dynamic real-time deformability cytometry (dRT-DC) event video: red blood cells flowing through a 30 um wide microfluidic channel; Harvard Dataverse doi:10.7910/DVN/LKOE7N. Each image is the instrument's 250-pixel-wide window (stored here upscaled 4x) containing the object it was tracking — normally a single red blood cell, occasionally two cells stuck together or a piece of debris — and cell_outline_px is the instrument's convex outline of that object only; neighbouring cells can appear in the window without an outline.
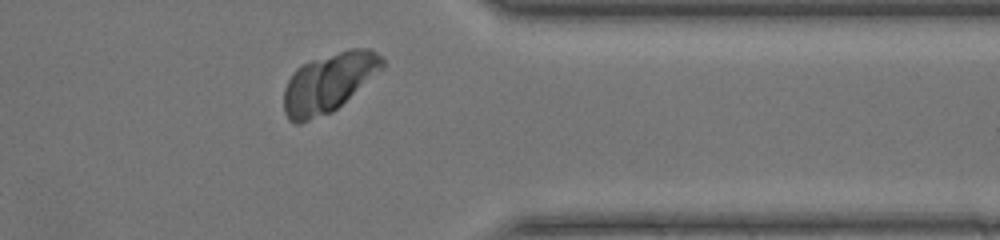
{"species": "common noctule bat (a hibernating species)", "species_latin": "Nyctalus noctula", "temperature_condition": "warm", "stored_images_in_passage": 33, "camera_frame_rate_fps": 3000, "um_per_image_px": 0.085, "animal": {"sex": "female", "body_mass_g": 17.0, "forearm_length_mm": 48.0}, "frame": {"image": 1, "passage_image": 24, "time_ms": 7.667, "image_size_px": [1000, 240], "cell_outline_px": [[384, 68], [332, 112], [300, 124], [296, 124], [288, 120], [284, 112], [284, 88], [292, 72], [296, 68], [312, 60], [348, 48], [372, 48], [384, 60]], "centroid_in_image_um": [27.93, 7.02], "position_along_channel_um": 383.5, "area_um2": 33.99}}
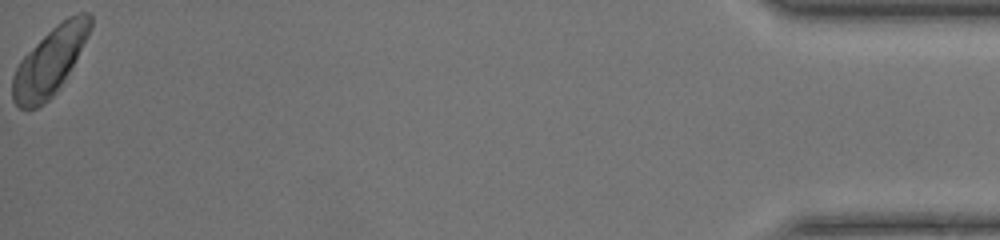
{"frame": {"image": 2, "passage_image": 33, "time_ms": 10.667, "image_size_px": [1000, 240], "cell_outline_px": [[92, 28], [88, 36], [68, 72], [56, 92], [44, 104], [36, 108], [20, 108], [12, 100], [12, 76], [20, 60], [56, 24], [68, 16], [76, 12], [88, 12], [92, 16]], "centroid_in_image_um": [4.24, 5.21], "position_along_channel_um": 431.0, "area_um2": 30.11}}